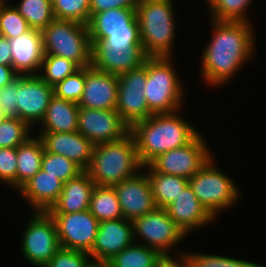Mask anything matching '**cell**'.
Masks as SVG:
<instances>
[{
	"label": "cell",
	"instance_id": "obj_1",
	"mask_svg": "<svg viewBox=\"0 0 266 267\" xmlns=\"http://www.w3.org/2000/svg\"><path fill=\"white\" fill-rule=\"evenodd\" d=\"M211 39L201 51V77L209 87H223L255 58L254 24L243 21L211 20ZM247 62V63H246ZM241 68V69H240Z\"/></svg>",
	"mask_w": 266,
	"mask_h": 267
},
{
	"label": "cell",
	"instance_id": "obj_2",
	"mask_svg": "<svg viewBox=\"0 0 266 267\" xmlns=\"http://www.w3.org/2000/svg\"><path fill=\"white\" fill-rule=\"evenodd\" d=\"M182 111L153 114L130 127L143 166L160 154L187 145L201 132L183 117Z\"/></svg>",
	"mask_w": 266,
	"mask_h": 267
},
{
	"label": "cell",
	"instance_id": "obj_3",
	"mask_svg": "<svg viewBox=\"0 0 266 267\" xmlns=\"http://www.w3.org/2000/svg\"><path fill=\"white\" fill-rule=\"evenodd\" d=\"M173 0H139L136 17L147 57H174L176 16Z\"/></svg>",
	"mask_w": 266,
	"mask_h": 267
},
{
	"label": "cell",
	"instance_id": "obj_4",
	"mask_svg": "<svg viewBox=\"0 0 266 267\" xmlns=\"http://www.w3.org/2000/svg\"><path fill=\"white\" fill-rule=\"evenodd\" d=\"M143 170L131 133L120 140L94 146L86 170L95 185L113 187Z\"/></svg>",
	"mask_w": 266,
	"mask_h": 267
},
{
	"label": "cell",
	"instance_id": "obj_5",
	"mask_svg": "<svg viewBox=\"0 0 266 267\" xmlns=\"http://www.w3.org/2000/svg\"><path fill=\"white\" fill-rule=\"evenodd\" d=\"M173 57H148L144 94L152 114L172 113L184 108L186 88ZM174 62V63H173Z\"/></svg>",
	"mask_w": 266,
	"mask_h": 267
},
{
	"label": "cell",
	"instance_id": "obj_6",
	"mask_svg": "<svg viewBox=\"0 0 266 267\" xmlns=\"http://www.w3.org/2000/svg\"><path fill=\"white\" fill-rule=\"evenodd\" d=\"M214 156L189 179V185L199 202L217 219L224 210L239 203L242 191L234 177L216 166Z\"/></svg>",
	"mask_w": 266,
	"mask_h": 267
},
{
	"label": "cell",
	"instance_id": "obj_7",
	"mask_svg": "<svg viewBox=\"0 0 266 267\" xmlns=\"http://www.w3.org/2000/svg\"><path fill=\"white\" fill-rule=\"evenodd\" d=\"M41 33L44 55L70 59L80 67L91 66L92 43L87 25L54 19Z\"/></svg>",
	"mask_w": 266,
	"mask_h": 267
},
{
	"label": "cell",
	"instance_id": "obj_8",
	"mask_svg": "<svg viewBox=\"0 0 266 267\" xmlns=\"http://www.w3.org/2000/svg\"><path fill=\"white\" fill-rule=\"evenodd\" d=\"M87 27L92 44L103 40L116 49L141 44L136 8H115L95 13Z\"/></svg>",
	"mask_w": 266,
	"mask_h": 267
},
{
	"label": "cell",
	"instance_id": "obj_9",
	"mask_svg": "<svg viewBox=\"0 0 266 267\" xmlns=\"http://www.w3.org/2000/svg\"><path fill=\"white\" fill-rule=\"evenodd\" d=\"M31 213L21 234V253L33 267H44L61 248L56 225L48 212Z\"/></svg>",
	"mask_w": 266,
	"mask_h": 267
},
{
	"label": "cell",
	"instance_id": "obj_10",
	"mask_svg": "<svg viewBox=\"0 0 266 267\" xmlns=\"http://www.w3.org/2000/svg\"><path fill=\"white\" fill-rule=\"evenodd\" d=\"M132 225L134 242L155 249L161 255H171V250L176 251L177 245L188 237L164 208H156L150 213L134 218Z\"/></svg>",
	"mask_w": 266,
	"mask_h": 267
},
{
	"label": "cell",
	"instance_id": "obj_11",
	"mask_svg": "<svg viewBox=\"0 0 266 267\" xmlns=\"http://www.w3.org/2000/svg\"><path fill=\"white\" fill-rule=\"evenodd\" d=\"M200 132L190 143L158 155L148 165L155 172L190 179L215 155Z\"/></svg>",
	"mask_w": 266,
	"mask_h": 267
},
{
	"label": "cell",
	"instance_id": "obj_12",
	"mask_svg": "<svg viewBox=\"0 0 266 267\" xmlns=\"http://www.w3.org/2000/svg\"><path fill=\"white\" fill-rule=\"evenodd\" d=\"M54 219L62 248L89 253L94 245L99 221L89 211L49 213Z\"/></svg>",
	"mask_w": 266,
	"mask_h": 267
},
{
	"label": "cell",
	"instance_id": "obj_13",
	"mask_svg": "<svg viewBox=\"0 0 266 267\" xmlns=\"http://www.w3.org/2000/svg\"><path fill=\"white\" fill-rule=\"evenodd\" d=\"M54 96V87L49 86L37 74L17 76L18 118L33 130L43 120L50 99Z\"/></svg>",
	"mask_w": 266,
	"mask_h": 267
},
{
	"label": "cell",
	"instance_id": "obj_14",
	"mask_svg": "<svg viewBox=\"0 0 266 267\" xmlns=\"http://www.w3.org/2000/svg\"><path fill=\"white\" fill-rule=\"evenodd\" d=\"M78 132L98 145L122 139L130 133V126L116 109L79 107Z\"/></svg>",
	"mask_w": 266,
	"mask_h": 267
},
{
	"label": "cell",
	"instance_id": "obj_15",
	"mask_svg": "<svg viewBox=\"0 0 266 267\" xmlns=\"http://www.w3.org/2000/svg\"><path fill=\"white\" fill-rule=\"evenodd\" d=\"M146 68L144 65L118 76V100L116 110L131 127L134 123L153 115L147 105L144 87Z\"/></svg>",
	"mask_w": 266,
	"mask_h": 267
},
{
	"label": "cell",
	"instance_id": "obj_16",
	"mask_svg": "<svg viewBox=\"0 0 266 267\" xmlns=\"http://www.w3.org/2000/svg\"><path fill=\"white\" fill-rule=\"evenodd\" d=\"M134 243L131 220L120 218L99 222L92 250L88 253L97 267H102L114 255Z\"/></svg>",
	"mask_w": 266,
	"mask_h": 267
},
{
	"label": "cell",
	"instance_id": "obj_17",
	"mask_svg": "<svg viewBox=\"0 0 266 267\" xmlns=\"http://www.w3.org/2000/svg\"><path fill=\"white\" fill-rule=\"evenodd\" d=\"M117 194L123 218L133 220L154 211L157 206L154 202L152 187L144 170L128 179L122 180L113 186Z\"/></svg>",
	"mask_w": 266,
	"mask_h": 267
},
{
	"label": "cell",
	"instance_id": "obj_18",
	"mask_svg": "<svg viewBox=\"0 0 266 267\" xmlns=\"http://www.w3.org/2000/svg\"><path fill=\"white\" fill-rule=\"evenodd\" d=\"M147 58L141 44L125 49L112 48L103 40L92 44L91 65L116 76L139 68Z\"/></svg>",
	"mask_w": 266,
	"mask_h": 267
},
{
	"label": "cell",
	"instance_id": "obj_19",
	"mask_svg": "<svg viewBox=\"0 0 266 267\" xmlns=\"http://www.w3.org/2000/svg\"><path fill=\"white\" fill-rule=\"evenodd\" d=\"M44 150L75 162L83 171L89 168L94 144L80 132H38Z\"/></svg>",
	"mask_w": 266,
	"mask_h": 267
},
{
	"label": "cell",
	"instance_id": "obj_20",
	"mask_svg": "<svg viewBox=\"0 0 266 267\" xmlns=\"http://www.w3.org/2000/svg\"><path fill=\"white\" fill-rule=\"evenodd\" d=\"M118 76L85 67V86L79 107L88 109H116L118 100Z\"/></svg>",
	"mask_w": 266,
	"mask_h": 267
},
{
	"label": "cell",
	"instance_id": "obj_21",
	"mask_svg": "<svg viewBox=\"0 0 266 267\" xmlns=\"http://www.w3.org/2000/svg\"><path fill=\"white\" fill-rule=\"evenodd\" d=\"M169 217L183 230L188 236L192 232L203 229L216 220L206 208L199 202L189 183L166 208Z\"/></svg>",
	"mask_w": 266,
	"mask_h": 267
},
{
	"label": "cell",
	"instance_id": "obj_22",
	"mask_svg": "<svg viewBox=\"0 0 266 267\" xmlns=\"http://www.w3.org/2000/svg\"><path fill=\"white\" fill-rule=\"evenodd\" d=\"M63 189V182L44 170L38 171L17 192L31 211L47 212L57 202Z\"/></svg>",
	"mask_w": 266,
	"mask_h": 267
},
{
	"label": "cell",
	"instance_id": "obj_23",
	"mask_svg": "<svg viewBox=\"0 0 266 267\" xmlns=\"http://www.w3.org/2000/svg\"><path fill=\"white\" fill-rule=\"evenodd\" d=\"M9 41L14 70L19 75L38 74L44 56L41 31L31 29Z\"/></svg>",
	"mask_w": 266,
	"mask_h": 267
},
{
	"label": "cell",
	"instance_id": "obj_24",
	"mask_svg": "<svg viewBox=\"0 0 266 267\" xmlns=\"http://www.w3.org/2000/svg\"><path fill=\"white\" fill-rule=\"evenodd\" d=\"M95 183L87 171L63 183V189L57 202L48 213H75L89 210L91 193Z\"/></svg>",
	"mask_w": 266,
	"mask_h": 267
},
{
	"label": "cell",
	"instance_id": "obj_25",
	"mask_svg": "<svg viewBox=\"0 0 266 267\" xmlns=\"http://www.w3.org/2000/svg\"><path fill=\"white\" fill-rule=\"evenodd\" d=\"M78 115V103L60 99L54 95L36 132L78 131Z\"/></svg>",
	"mask_w": 266,
	"mask_h": 267
},
{
	"label": "cell",
	"instance_id": "obj_26",
	"mask_svg": "<svg viewBox=\"0 0 266 267\" xmlns=\"http://www.w3.org/2000/svg\"><path fill=\"white\" fill-rule=\"evenodd\" d=\"M147 173L152 187V194L157 208H166L189 183V179L169 175L162 172H155L149 165L143 166Z\"/></svg>",
	"mask_w": 266,
	"mask_h": 267
},
{
	"label": "cell",
	"instance_id": "obj_27",
	"mask_svg": "<svg viewBox=\"0 0 266 267\" xmlns=\"http://www.w3.org/2000/svg\"><path fill=\"white\" fill-rule=\"evenodd\" d=\"M43 155L42 141L35 134L17 147V191L41 170Z\"/></svg>",
	"mask_w": 266,
	"mask_h": 267
},
{
	"label": "cell",
	"instance_id": "obj_28",
	"mask_svg": "<svg viewBox=\"0 0 266 267\" xmlns=\"http://www.w3.org/2000/svg\"><path fill=\"white\" fill-rule=\"evenodd\" d=\"M89 211L99 222L123 218L121 206L114 187L95 185L91 197Z\"/></svg>",
	"mask_w": 266,
	"mask_h": 267
},
{
	"label": "cell",
	"instance_id": "obj_29",
	"mask_svg": "<svg viewBox=\"0 0 266 267\" xmlns=\"http://www.w3.org/2000/svg\"><path fill=\"white\" fill-rule=\"evenodd\" d=\"M162 256L157 250L134 242L102 267H155Z\"/></svg>",
	"mask_w": 266,
	"mask_h": 267
},
{
	"label": "cell",
	"instance_id": "obj_30",
	"mask_svg": "<svg viewBox=\"0 0 266 267\" xmlns=\"http://www.w3.org/2000/svg\"><path fill=\"white\" fill-rule=\"evenodd\" d=\"M12 5L26 19L31 29L42 31L54 19L52 0H20Z\"/></svg>",
	"mask_w": 266,
	"mask_h": 267
},
{
	"label": "cell",
	"instance_id": "obj_31",
	"mask_svg": "<svg viewBox=\"0 0 266 267\" xmlns=\"http://www.w3.org/2000/svg\"><path fill=\"white\" fill-rule=\"evenodd\" d=\"M80 68L76 62L70 59L55 55H44L37 75L49 86L54 87Z\"/></svg>",
	"mask_w": 266,
	"mask_h": 267
},
{
	"label": "cell",
	"instance_id": "obj_32",
	"mask_svg": "<svg viewBox=\"0 0 266 267\" xmlns=\"http://www.w3.org/2000/svg\"><path fill=\"white\" fill-rule=\"evenodd\" d=\"M253 0H217L210 8L209 18L218 21H243L253 23L248 14ZM248 13V14H247Z\"/></svg>",
	"mask_w": 266,
	"mask_h": 267
},
{
	"label": "cell",
	"instance_id": "obj_33",
	"mask_svg": "<svg viewBox=\"0 0 266 267\" xmlns=\"http://www.w3.org/2000/svg\"><path fill=\"white\" fill-rule=\"evenodd\" d=\"M10 3L12 2L8 0L0 1V36L13 39L29 32L31 28L26 19Z\"/></svg>",
	"mask_w": 266,
	"mask_h": 267
},
{
	"label": "cell",
	"instance_id": "obj_34",
	"mask_svg": "<svg viewBox=\"0 0 266 267\" xmlns=\"http://www.w3.org/2000/svg\"><path fill=\"white\" fill-rule=\"evenodd\" d=\"M35 131L19 118L6 117L0 122V148H15L32 137Z\"/></svg>",
	"mask_w": 266,
	"mask_h": 267
},
{
	"label": "cell",
	"instance_id": "obj_35",
	"mask_svg": "<svg viewBox=\"0 0 266 267\" xmlns=\"http://www.w3.org/2000/svg\"><path fill=\"white\" fill-rule=\"evenodd\" d=\"M55 19L87 25L90 20V0H52Z\"/></svg>",
	"mask_w": 266,
	"mask_h": 267
},
{
	"label": "cell",
	"instance_id": "obj_36",
	"mask_svg": "<svg viewBox=\"0 0 266 267\" xmlns=\"http://www.w3.org/2000/svg\"><path fill=\"white\" fill-rule=\"evenodd\" d=\"M41 169L52 176H56L63 183L76 177L83 170L73 161L62 155L44 150Z\"/></svg>",
	"mask_w": 266,
	"mask_h": 267
},
{
	"label": "cell",
	"instance_id": "obj_37",
	"mask_svg": "<svg viewBox=\"0 0 266 267\" xmlns=\"http://www.w3.org/2000/svg\"><path fill=\"white\" fill-rule=\"evenodd\" d=\"M191 267H262L256 262L216 254L185 251Z\"/></svg>",
	"mask_w": 266,
	"mask_h": 267
},
{
	"label": "cell",
	"instance_id": "obj_38",
	"mask_svg": "<svg viewBox=\"0 0 266 267\" xmlns=\"http://www.w3.org/2000/svg\"><path fill=\"white\" fill-rule=\"evenodd\" d=\"M85 86V67H81L73 74L54 86V95L60 99L79 103Z\"/></svg>",
	"mask_w": 266,
	"mask_h": 267
},
{
	"label": "cell",
	"instance_id": "obj_39",
	"mask_svg": "<svg viewBox=\"0 0 266 267\" xmlns=\"http://www.w3.org/2000/svg\"><path fill=\"white\" fill-rule=\"evenodd\" d=\"M44 267H97L84 251L60 248Z\"/></svg>",
	"mask_w": 266,
	"mask_h": 267
},
{
	"label": "cell",
	"instance_id": "obj_40",
	"mask_svg": "<svg viewBox=\"0 0 266 267\" xmlns=\"http://www.w3.org/2000/svg\"><path fill=\"white\" fill-rule=\"evenodd\" d=\"M0 182L17 193V147L0 148Z\"/></svg>",
	"mask_w": 266,
	"mask_h": 267
},
{
	"label": "cell",
	"instance_id": "obj_41",
	"mask_svg": "<svg viewBox=\"0 0 266 267\" xmlns=\"http://www.w3.org/2000/svg\"><path fill=\"white\" fill-rule=\"evenodd\" d=\"M17 77L0 89V108L6 117L18 118Z\"/></svg>",
	"mask_w": 266,
	"mask_h": 267
},
{
	"label": "cell",
	"instance_id": "obj_42",
	"mask_svg": "<svg viewBox=\"0 0 266 267\" xmlns=\"http://www.w3.org/2000/svg\"><path fill=\"white\" fill-rule=\"evenodd\" d=\"M139 0H90V17L115 8H136Z\"/></svg>",
	"mask_w": 266,
	"mask_h": 267
},
{
	"label": "cell",
	"instance_id": "obj_43",
	"mask_svg": "<svg viewBox=\"0 0 266 267\" xmlns=\"http://www.w3.org/2000/svg\"><path fill=\"white\" fill-rule=\"evenodd\" d=\"M178 252L174 255H163L155 267H191L188 256L185 253V250H177ZM178 254V255H177Z\"/></svg>",
	"mask_w": 266,
	"mask_h": 267
},
{
	"label": "cell",
	"instance_id": "obj_44",
	"mask_svg": "<svg viewBox=\"0 0 266 267\" xmlns=\"http://www.w3.org/2000/svg\"><path fill=\"white\" fill-rule=\"evenodd\" d=\"M0 64L12 66V54L8 38L0 36Z\"/></svg>",
	"mask_w": 266,
	"mask_h": 267
},
{
	"label": "cell",
	"instance_id": "obj_45",
	"mask_svg": "<svg viewBox=\"0 0 266 267\" xmlns=\"http://www.w3.org/2000/svg\"><path fill=\"white\" fill-rule=\"evenodd\" d=\"M19 74L12 66L0 64V89L14 80Z\"/></svg>",
	"mask_w": 266,
	"mask_h": 267
},
{
	"label": "cell",
	"instance_id": "obj_46",
	"mask_svg": "<svg viewBox=\"0 0 266 267\" xmlns=\"http://www.w3.org/2000/svg\"><path fill=\"white\" fill-rule=\"evenodd\" d=\"M217 0H206V5L208 8H210Z\"/></svg>",
	"mask_w": 266,
	"mask_h": 267
},
{
	"label": "cell",
	"instance_id": "obj_47",
	"mask_svg": "<svg viewBox=\"0 0 266 267\" xmlns=\"http://www.w3.org/2000/svg\"><path fill=\"white\" fill-rule=\"evenodd\" d=\"M5 118H6L5 114H4V112L2 111V109L0 108V122H1L2 120H4Z\"/></svg>",
	"mask_w": 266,
	"mask_h": 267
}]
</instances>
